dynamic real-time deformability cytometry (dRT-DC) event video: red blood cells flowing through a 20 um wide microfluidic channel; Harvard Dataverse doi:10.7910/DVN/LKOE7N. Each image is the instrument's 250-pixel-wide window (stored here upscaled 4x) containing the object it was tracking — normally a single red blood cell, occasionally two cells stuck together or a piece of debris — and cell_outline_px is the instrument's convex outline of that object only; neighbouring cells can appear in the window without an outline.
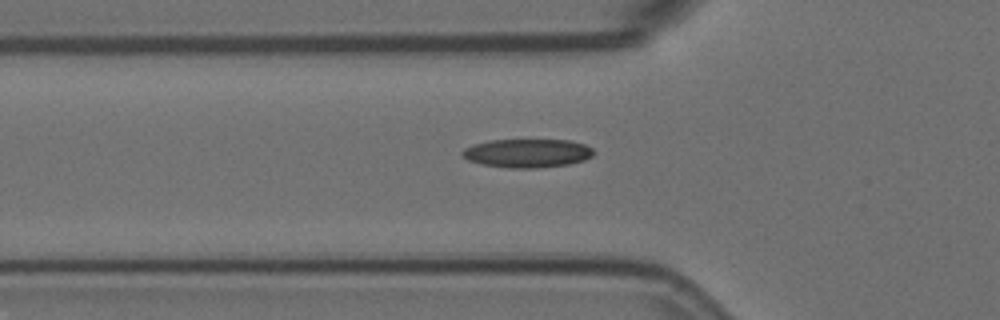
{"species": "Egyptian fruit bat (a non-hibernating species)", "species_latin": "Rousettus aegyptiacus", "temperature_condition": "room temperature", "stored_images_in_passage": 35, "camera_frame_rate_fps": 3000, "um_per_image_px": 0.085, "animal": {"sex": "female"}, "frame": {"image": 1, "passage_image": 2, "time_ms": 0.333, "image_size_px": [1000, 320], "cell_outline_px": [[596, 152], [592, 156], [584, 160], [568, 164], [536, 168], [508, 168], [480, 164], [468, 160], [460, 152], [464, 148], [472, 144], [492, 140], [568, 140], [584, 144], [592, 148]], "centroid_in_image_um": [44.81, 13.02], "position_along_channel_um": 81.0, "area_um2": 21.96}}
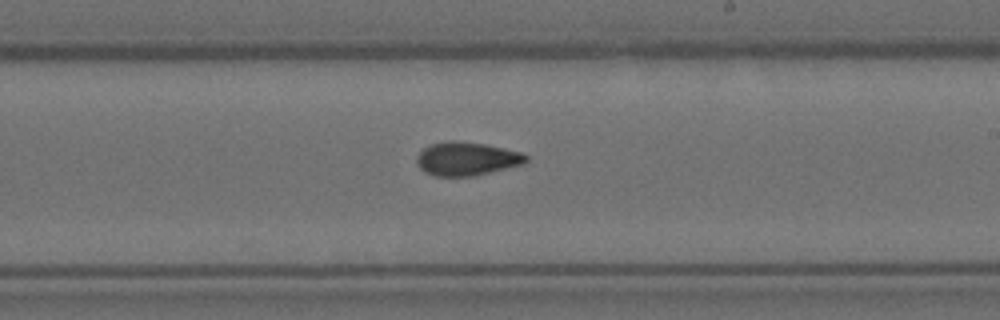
{"frame": {"image": 2, "passage_image": 16, "time_ms": 5.0, "image_size_px": [1000, 320], "cell_outline_px": [[528, 160], [524, 164], [472, 176], [436, 176], [424, 172], [420, 168], [416, 160], [416, 156], [424, 148], [432, 144], [448, 140], [456, 140], [484, 144], [524, 152], [528, 156]], "centroid_in_image_um": [39.68, 13.49], "position_along_channel_um": 249.3, "area_um2": 21.39}}
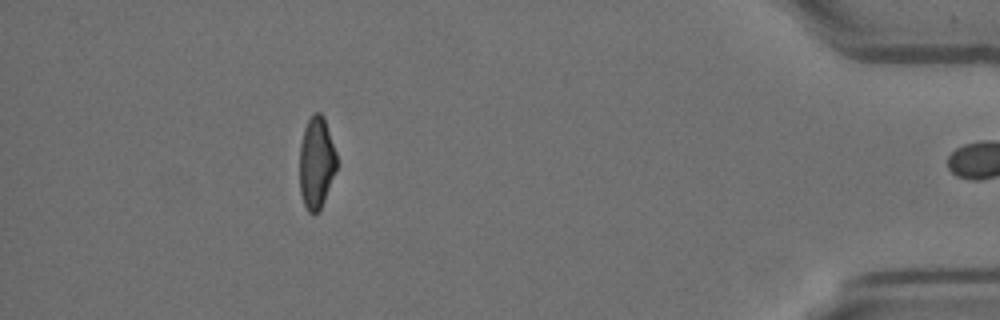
{"frame": {"image": 3, "passage_image": 34, "time_ms": 11.0, "image_size_px": [1000, 320], "cell_outline_px": [[340, 164], [324, 200], [320, 208], [312, 216], [308, 212], [304, 204], [300, 192], [300, 144], [304, 128], [312, 112], [320, 112], [324, 116]], "centroid_in_image_um": [26.92, 13.81], "position_along_channel_um": 408.3, "area_um2": 20.29}, "authors_computed_cell_mechanics": {"area_um2": 21.1548, "velocity_mm_per_s": 3.5886, "shape_relaxation_time_tau1_ms": 5.2976, "shape_relaxation_time_tau2_ms": 2.1686, "deformation_change_tau1": 0.1606, "deformation_change_tau2": 0.0757}}